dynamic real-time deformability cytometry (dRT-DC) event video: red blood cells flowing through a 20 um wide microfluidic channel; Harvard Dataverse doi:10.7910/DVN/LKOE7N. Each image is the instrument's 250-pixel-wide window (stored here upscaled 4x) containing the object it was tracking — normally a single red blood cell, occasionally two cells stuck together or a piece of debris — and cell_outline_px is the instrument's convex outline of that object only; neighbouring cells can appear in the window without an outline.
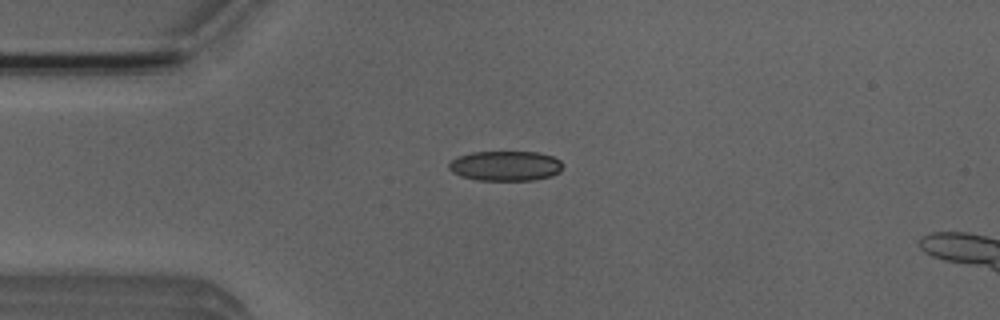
{"species": "Egyptian fruit bat (a non-hibernating species)", "species_latin": "Rousettus aegyptiacus", "temperature_condition": "room temperature", "stored_images_in_passage": 4, "camera_frame_rate_fps": 3000, "um_per_image_px": 0.085, "animal": {"sex": "male"}, "frame": {"image": 1, "passage_image": 1, "time_ms": 0.0, "image_size_px": [1000, 320], "cell_outline_px": [[560, 172], [552, 176], [536, 180], [476, 180], [460, 176], [452, 172], [448, 168], [448, 164], [456, 156], [472, 152], [540, 152], [552, 156], [560, 160]], "centroid_in_image_um": [42.93, 14.1], "position_along_channel_um": 42.1, "area_um2": 20.0}}